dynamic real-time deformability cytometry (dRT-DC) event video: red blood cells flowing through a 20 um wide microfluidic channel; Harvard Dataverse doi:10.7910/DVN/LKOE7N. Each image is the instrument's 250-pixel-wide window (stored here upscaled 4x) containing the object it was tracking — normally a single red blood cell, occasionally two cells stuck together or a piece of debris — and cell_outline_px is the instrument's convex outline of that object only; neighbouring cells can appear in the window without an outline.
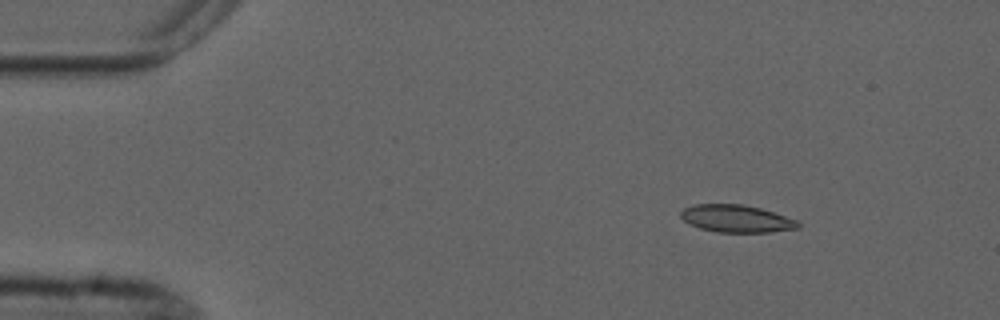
{"species": "common noctule bat (a hibernating species)", "species_latin": "Nyctalus noctula", "temperature_condition": "cold", "stored_images_in_passage": 4, "camera_frame_rate_fps": 3000, "um_per_image_px": 0.085, "animal": {"sex": "male", "forearm_length_mm": 52.5}, "frame": {"image": 1, "passage_image": 2, "time_ms": 1.0, "image_size_px": [1000, 320], "cell_outline_px": [[800, 228], [772, 232], [716, 232], [700, 228], [688, 224], [680, 216], [680, 212], [684, 208], [696, 204], [744, 204], [760, 208], [796, 220], [800, 224]], "centroid_in_image_um": [62.57, 18.59], "position_along_channel_um": 22.4, "area_um2": 18.73}}
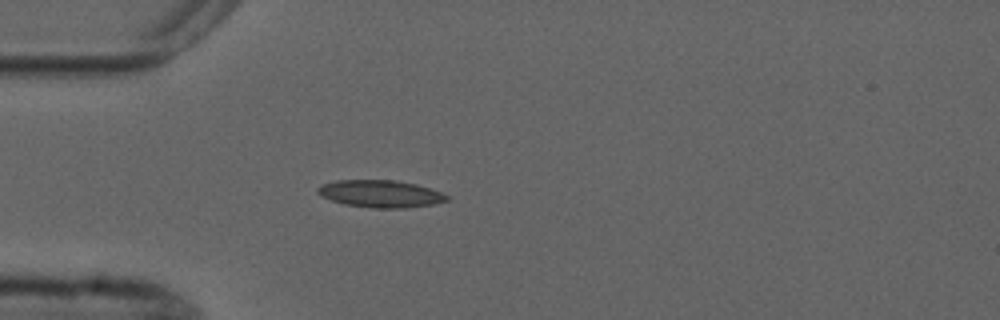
{"frame": {"image": 2, "passage_image": 4, "time_ms": 3.667, "image_size_px": [1000, 320], "cell_outline_px": [[448, 200], [432, 204], [404, 208], [372, 208], [344, 204], [320, 196], [316, 192], [316, 188], [324, 184], [336, 180], [392, 180], [416, 184], [440, 192], [448, 196]], "centroid_in_image_um": [32.29, 16.47], "position_along_channel_um": 52.7, "area_um2": 20.35}}